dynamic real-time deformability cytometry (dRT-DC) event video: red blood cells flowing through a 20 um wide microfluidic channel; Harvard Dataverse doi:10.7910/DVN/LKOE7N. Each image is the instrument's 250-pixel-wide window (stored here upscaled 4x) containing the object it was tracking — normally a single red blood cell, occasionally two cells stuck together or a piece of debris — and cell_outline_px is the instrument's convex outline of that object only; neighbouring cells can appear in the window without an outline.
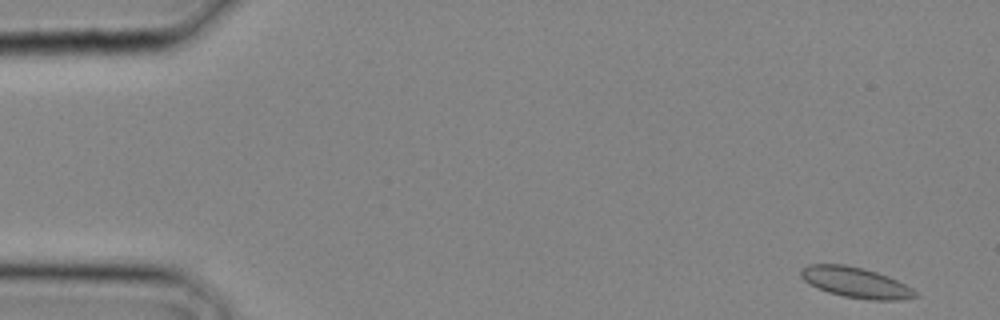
{"species": "common noctule bat (a hibernating species)", "species_latin": "Nyctalus noctula", "temperature_condition": "cold", "stored_images_in_passage": 16, "camera_frame_rate_fps": 3000, "um_per_image_px": 0.085, "animal": {"sex": "male", "body_mass_g": 20.4}, "frame": {"image": 1, "passage_image": 1, "time_ms": 0.0, "image_size_px": [1000, 320], "cell_outline_px": [[916, 296], [900, 300], [872, 300], [844, 296], [828, 292], [804, 280], [800, 276], [800, 268], [808, 264], [844, 264], [864, 268], [888, 276], [912, 288], [916, 292]], "centroid_in_image_um": [72.71, 23.99], "position_along_channel_um": 12.3, "area_um2": 20.11}}
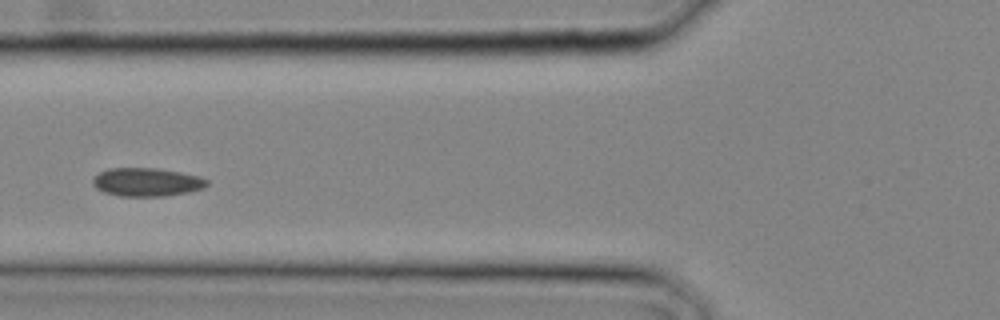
{"frame": {"image": 2, "passage_image": 11, "time_ms": 3.333, "image_size_px": [1000, 320], "cell_outline_px": [[208, 184], [204, 188], [188, 192], [164, 196], [120, 196], [104, 192], [96, 188], [92, 184], [92, 176], [108, 168], [156, 168], [180, 172], [200, 176], [208, 180]], "centroid_in_image_um": [12.45, 15.47], "position_along_channel_um": 113.3, "area_um2": 19.02}}
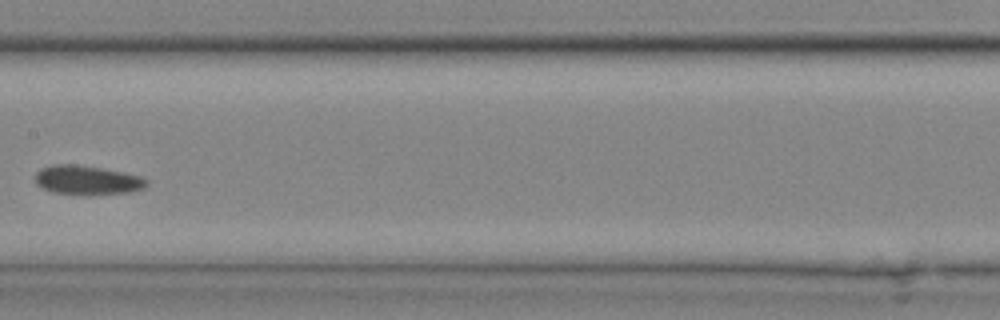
{"frame": {"image": 3, "passage_image": 15, "time_ms": 4.667, "image_size_px": [1000, 320], "cell_outline_px": [[148, 184], [144, 188], [128, 192], [88, 196], [84, 196], [52, 192], [36, 184], [36, 172], [40, 168], [52, 164], [76, 164], [100, 168], [140, 176], [148, 180]], "centroid_in_image_um": [7.39, 15.33], "position_along_channel_um": 200.0, "area_um2": 19.13}}